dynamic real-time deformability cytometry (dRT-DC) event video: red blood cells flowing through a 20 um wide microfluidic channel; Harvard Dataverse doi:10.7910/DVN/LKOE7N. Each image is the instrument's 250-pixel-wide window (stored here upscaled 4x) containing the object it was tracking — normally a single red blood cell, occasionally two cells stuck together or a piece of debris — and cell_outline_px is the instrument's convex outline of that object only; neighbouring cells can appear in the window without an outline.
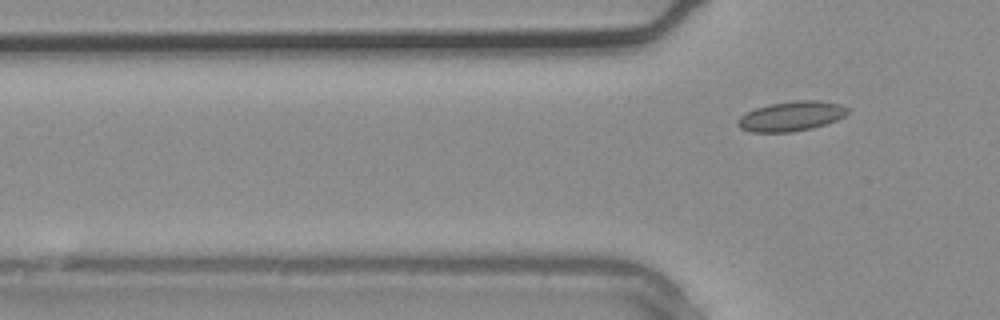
{"species": "common noctule bat (a hibernating species)", "species_latin": "Nyctalus noctula", "temperature_condition": "warm", "stored_images_in_passage": 5, "camera_frame_rate_fps": 3000, "um_per_image_px": 0.085, "animal": {"sex": "male", "body_mass_g": 20.4}, "frame": {"image": 1, "passage_image": 5, "time_ms": 1.333, "image_size_px": [1000, 320], "cell_outline_px": [[852, 112], [836, 120], [812, 128], [792, 132], [752, 132], [740, 128], [736, 124], [736, 120], [740, 116], [756, 108], [768, 104], [804, 100], [816, 100], [840, 104], [848, 108]], "centroid_in_image_um": [67.26, 9.88], "position_along_channel_um": 58.5, "area_um2": 19.02}}